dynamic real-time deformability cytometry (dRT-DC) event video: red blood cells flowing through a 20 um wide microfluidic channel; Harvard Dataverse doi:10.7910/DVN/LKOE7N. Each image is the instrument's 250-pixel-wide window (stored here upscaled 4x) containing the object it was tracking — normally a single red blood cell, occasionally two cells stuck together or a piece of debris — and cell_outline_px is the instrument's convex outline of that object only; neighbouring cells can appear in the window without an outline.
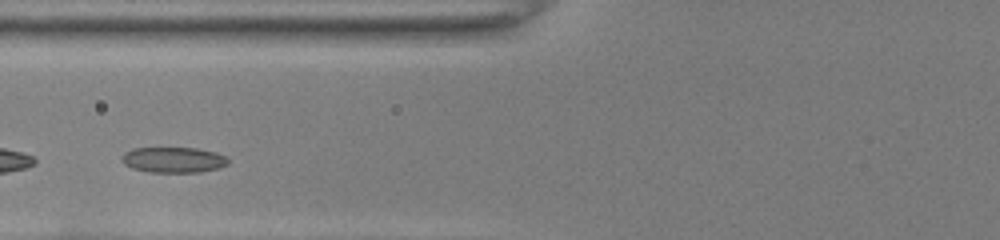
{"species": "common noctule bat (a hibernating species)", "species_latin": "Nyctalus noctula", "temperature_condition": "room temperature", "stored_images_in_passage": 31, "camera_frame_rate_fps": 3000, "um_per_image_px": 0.085, "animal": {"sex": "female", "body_mass_g": 22.0, "forearm_length_mm": 56.7}, "frame": {"image": 1, "passage_image": 8, "time_ms": 2.333, "image_size_px": [1000, 240], "cell_outline_px": [[228, 164], [220, 168], [200, 172], [148, 172], [132, 168], [124, 164], [120, 160], [124, 152], [132, 148], [196, 148], [216, 152], [224, 156], [228, 160]], "centroid_in_image_um": [14.72, 13.59], "position_along_channel_um": 111.1, "area_um2": 15.95}}
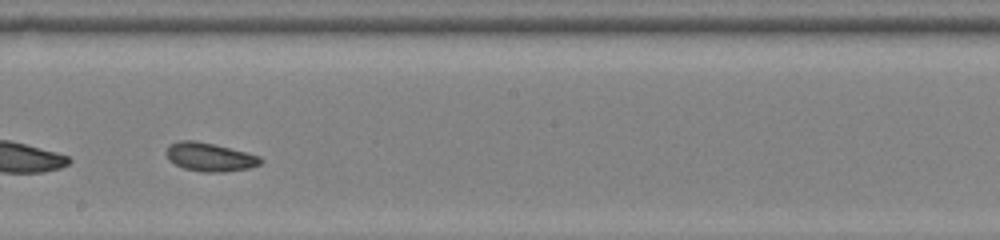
{"frame": {"image": 2, "passage_image": 17, "time_ms": 5.333, "image_size_px": [1000, 240], "cell_outline_px": [[264, 160], [260, 164], [252, 168], [224, 172], [204, 172], [184, 168], [168, 160], [164, 152], [168, 144], [180, 140], [196, 140], [260, 156]], "centroid_in_image_um": [17.8, 13.35], "position_along_channel_um": 230.4, "area_um2": 15.78}}
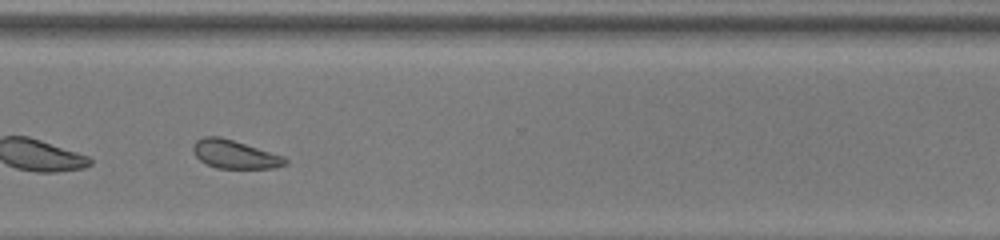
{"frame": {"image": 3, "passage_image": 26, "time_ms": 8.333, "image_size_px": [1000, 240], "cell_outline_px": [[288, 164], [272, 168], [216, 168], [200, 160], [196, 156], [192, 148], [192, 144], [196, 140], [204, 136], [220, 136], [284, 156], [288, 160]], "centroid_in_image_um": [19.94, 13.11], "position_along_channel_um": 350.7, "area_um2": 15.2}, "authors_computed_cell_mechanics": {"area_um2": 15.895, "velocity_mm_per_s": 3.9864, "shape_relaxation_time_tau1_ms": 3.0767, "shape_relaxation_time_tau2_ms": 3.0766, "deformation_change_tau1": 0.0861, "deformation_change_tau2": 0.0863}}